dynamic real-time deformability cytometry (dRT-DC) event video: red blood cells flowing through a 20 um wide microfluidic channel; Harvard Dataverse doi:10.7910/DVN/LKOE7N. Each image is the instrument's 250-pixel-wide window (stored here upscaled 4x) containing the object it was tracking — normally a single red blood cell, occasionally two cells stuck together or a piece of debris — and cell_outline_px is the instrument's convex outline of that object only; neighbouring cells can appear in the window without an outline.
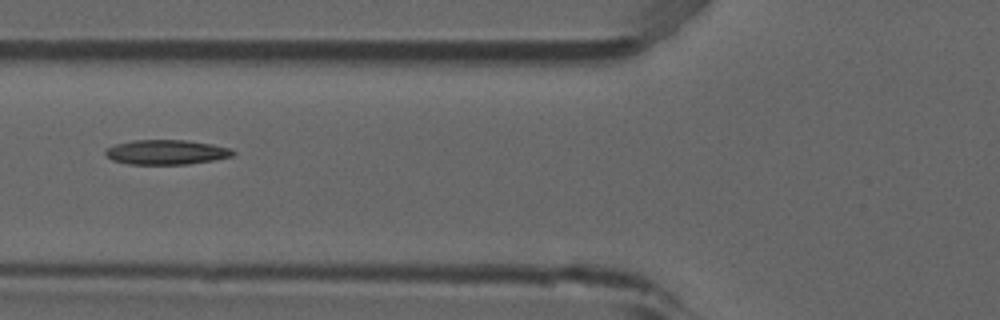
{"species": "common noctule bat (a hibernating species)", "species_latin": "Nyctalus noctula", "temperature_condition": "room temperature", "stored_images_in_passage": 5, "camera_frame_rate_fps": 3000, "um_per_image_px": 0.085, "animal": {"sex": "male", "forearm_length_mm": 52.5}, "frame": {"image": 1, "passage_image": 5, "time_ms": 1.333, "image_size_px": [1000, 320], "cell_outline_px": [[236, 152], [232, 156], [212, 160], [188, 164], [128, 164], [112, 160], [104, 152], [108, 148], [116, 144], [132, 140], [184, 140], [212, 144], [232, 148]], "centroid_in_image_um": [14.16, 12.93], "position_along_channel_um": 111.6, "area_um2": 18.26}}